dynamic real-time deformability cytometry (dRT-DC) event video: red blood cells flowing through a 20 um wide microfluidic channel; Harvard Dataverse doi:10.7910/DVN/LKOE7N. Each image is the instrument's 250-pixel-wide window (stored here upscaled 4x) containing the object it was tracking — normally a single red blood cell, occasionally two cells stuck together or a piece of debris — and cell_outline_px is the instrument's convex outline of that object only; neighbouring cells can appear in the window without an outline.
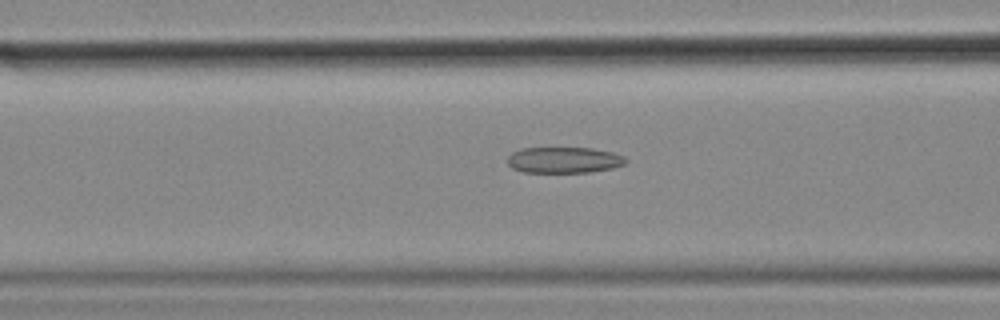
{"species": "common noctule bat (a hibernating species)", "species_latin": "Nyctalus noctula", "temperature_condition": "cold", "stored_images_in_passage": 55, "camera_frame_rate_fps": 3000, "um_per_image_px": 0.085, "animal": {"sex": "female", "body_mass_g": 18.4}, "frame": {"image": 1, "passage_image": 22, "time_ms": 7.0, "image_size_px": [1000, 320], "cell_outline_px": [[628, 160], [624, 164], [612, 168], [588, 172], [524, 172], [512, 168], [508, 164], [508, 156], [512, 152], [520, 148], [592, 148], [612, 152], [624, 156]], "centroid_in_image_um": [47.93, 13.59], "position_along_channel_um": 118.7, "area_um2": 17.92}}
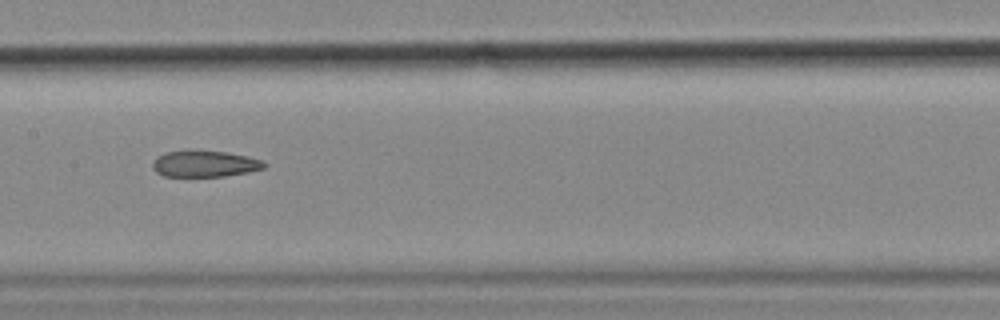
{"frame": {"image": 2, "passage_image": 28, "time_ms": 9.0, "image_size_px": [1000, 320], "cell_outline_px": [[268, 164], [264, 168], [248, 172], [224, 176], [164, 176], [156, 172], [152, 168], [152, 160], [156, 156], [164, 152], [188, 148], [196, 148], [224, 152], [248, 156], [264, 160]], "centroid_in_image_um": [17.36, 13.88], "position_along_channel_um": 190.0, "area_um2": 17.86}}
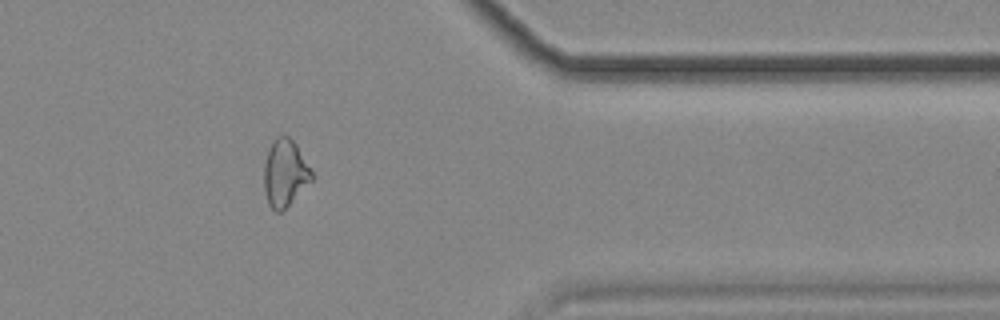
{"frame": {"image": 3, "passage_image": 46, "time_ms": 15.0, "image_size_px": [1000, 320], "cell_outline_px": [[312, 180], [280, 212], [276, 212], [268, 204], [264, 192], [264, 164], [268, 148], [272, 140], [276, 136], [288, 136], [296, 144], [312, 172]], "centroid_in_image_um": [24.18, 14.68], "position_along_channel_um": 387.2, "area_um2": 18.38}, "authors_computed_cell_mechanics": {"area_um2": 19.3052, "velocity_mm_per_s": 3.5726, "shape_relaxation_time_tau1_ms": null, "shape_relaxation_time_tau2_ms": 4.4657, "deformation_change_tau1": null, "deformation_change_tau2": 0.1187}}